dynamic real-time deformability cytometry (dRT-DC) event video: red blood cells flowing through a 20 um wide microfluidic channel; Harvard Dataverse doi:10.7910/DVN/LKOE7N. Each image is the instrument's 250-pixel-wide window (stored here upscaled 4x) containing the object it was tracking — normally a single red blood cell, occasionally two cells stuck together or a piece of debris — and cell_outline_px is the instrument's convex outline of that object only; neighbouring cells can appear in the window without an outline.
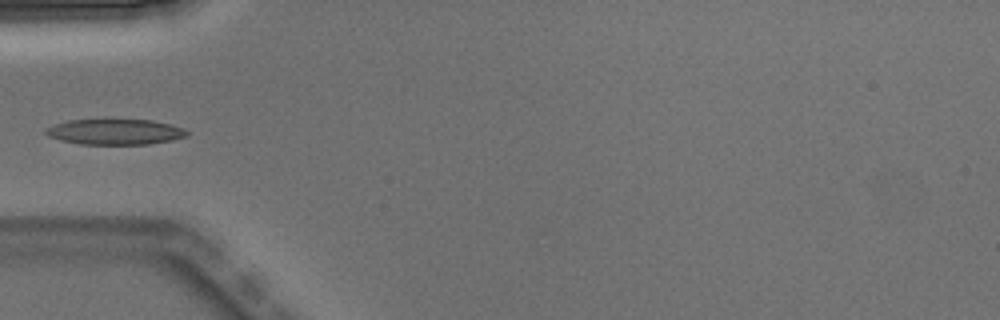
{"species": "Egyptian fruit bat (a non-hibernating species)", "species_latin": "Rousettus aegyptiacus", "temperature_condition": "warm", "stored_images_in_passage": 5, "camera_frame_rate_fps": 3000, "um_per_image_px": 0.085, "animal": {"sex": "male"}, "frame": {"image": 1, "passage_image": 5, "time_ms": 1.333, "image_size_px": [1000, 320], "cell_outline_px": [[188, 136], [172, 140], [148, 144], [80, 144], [60, 140], [48, 136], [44, 132], [44, 128], [68, 120], [104, 116], [152, 120], [172, 124], [184, 128], [188, 132]], "centroid_in_image_um": [9.76, 11.15], "position_along_channel_um": 75.2, "area_um2": 22.25}}